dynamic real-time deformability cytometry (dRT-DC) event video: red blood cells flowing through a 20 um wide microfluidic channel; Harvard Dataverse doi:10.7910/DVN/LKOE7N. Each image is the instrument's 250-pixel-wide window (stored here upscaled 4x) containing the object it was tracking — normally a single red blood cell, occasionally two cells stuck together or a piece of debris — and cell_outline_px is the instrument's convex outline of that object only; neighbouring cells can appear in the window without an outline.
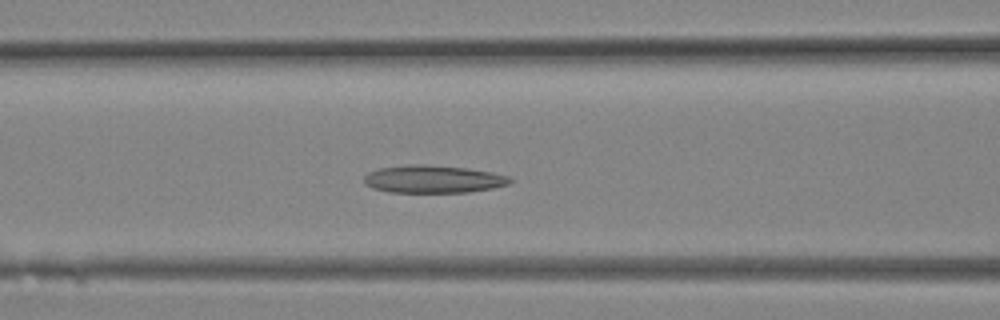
{"species": "Egyptian fruit bat (a non-hibernating species)", "species_latin": "Rousettus aegyptiacus", "temperature_condition": "room temperature", "stored_images_in_passage": 13, "camera_frame_rate_fps": 3000, "um_per_image_px": 0.085, "animal": {"sex": "female"}, "frame": {"image": 1, "passage_image": 11, "time_ms": 3.333, "image_size_px": [1000, 320], "cell_outline_px": [[512, 180], [508, 184], [492, 188], [468, 192], [388, 192], [372, 188], [364, 184], [364, 176], [368, 172], [380, 168], [408, 164], [424, 164], [468, 168], [492, 172], [508, 176]], "centroid_in_image_um": [36.78, 15.22], "position_along_channel_um": 129.8, "area_um2": 23.58}}
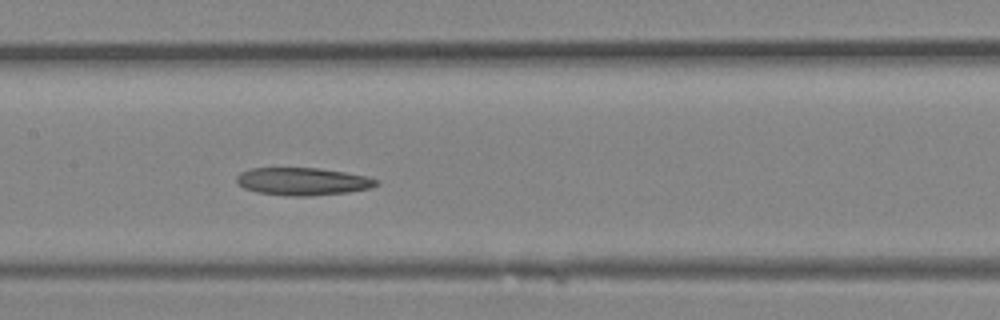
{"frame": {"image": 2, "passage_image": 13, "time_ms": 4.0, "image_size_px": [1000, 320], "cell_outline_px": [[380, 184], [372, 188], [348, 192], [312, 196], [288, 196], [256, 192], [244, 188], [236, 184], [236, 176], [240, 172], [248, 168], [320, 168], [368, 176], [380, 180]], "centroid_in_image_um": [25.74, 15.42], "position_along_channel_um": 181.7, "area_um2": 22.89}}